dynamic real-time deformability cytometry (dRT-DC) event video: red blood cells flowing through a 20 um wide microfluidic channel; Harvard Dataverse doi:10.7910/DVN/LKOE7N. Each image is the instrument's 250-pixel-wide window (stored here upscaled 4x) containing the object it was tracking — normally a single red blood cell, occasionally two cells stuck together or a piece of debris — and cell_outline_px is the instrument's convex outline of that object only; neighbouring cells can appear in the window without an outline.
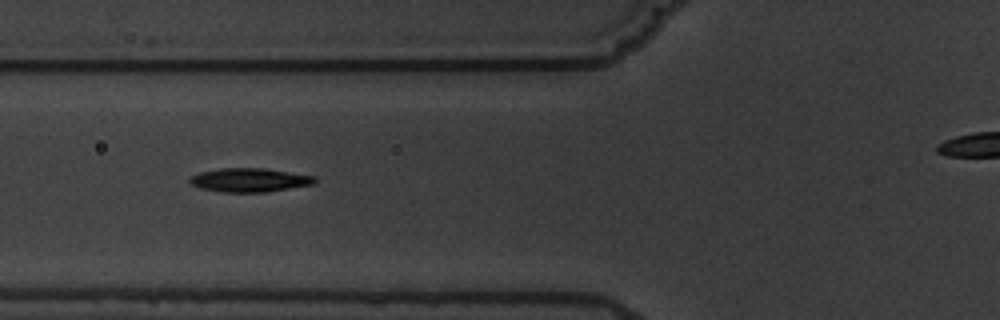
{"species": "common noctule bat (a hibernating species)", "species_latin": "Nyctalus noctula", "temperature_condition": "warm", "stored_images_in_passage": 7, "camera_frame_rate_fps": 3000, "um_per_image_px": 0.085, "animal": {"sex": "male", "body_mass_g": 19.5, "forearm_length_mm": 54.6}, "frame": {"image": 1, "passage_image": 6, "time_ms": 6.667, "image_size_px": [1000, 320], "cell_outline_px": [[316, 184], [264, 192], [224, 192], [200, 188], [192, 184], [188, 180], [192, 176], [200, 172], [220, 168], [264, 168], [316, 176]], "centroid_in_image_um": [21.24, 15.3], "position_along_channel_um": 104.6, "area_um2": 17.28}}
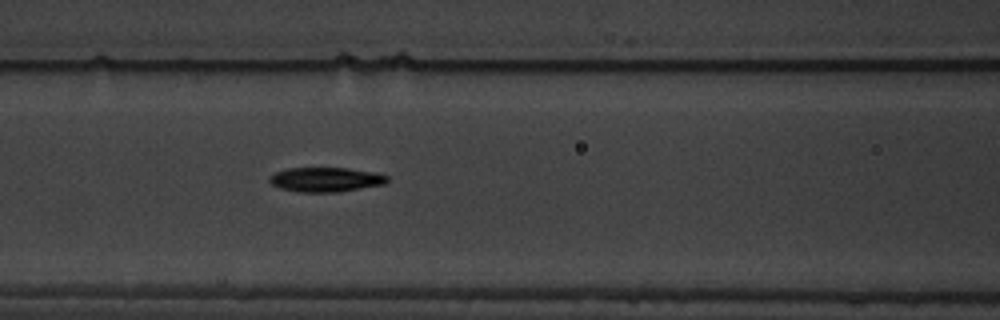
{"frame": {"image": 2, "passage_image": 7, "time_ms": 7.667, "image_size_px": [1000, 320], "cell_outline_px": [[388, 180], [384, 184], [340, 192], [300, 192], [280, 188], [272, 184], [268, 180], [268, 176], [276, 172], [288, 168], [348, 168], [376, 172], [388, 176]], "centroid_in_image_um": [27.69, 15.26], "position_along_channel_um": 138.9, "area_um2": 16.88}}